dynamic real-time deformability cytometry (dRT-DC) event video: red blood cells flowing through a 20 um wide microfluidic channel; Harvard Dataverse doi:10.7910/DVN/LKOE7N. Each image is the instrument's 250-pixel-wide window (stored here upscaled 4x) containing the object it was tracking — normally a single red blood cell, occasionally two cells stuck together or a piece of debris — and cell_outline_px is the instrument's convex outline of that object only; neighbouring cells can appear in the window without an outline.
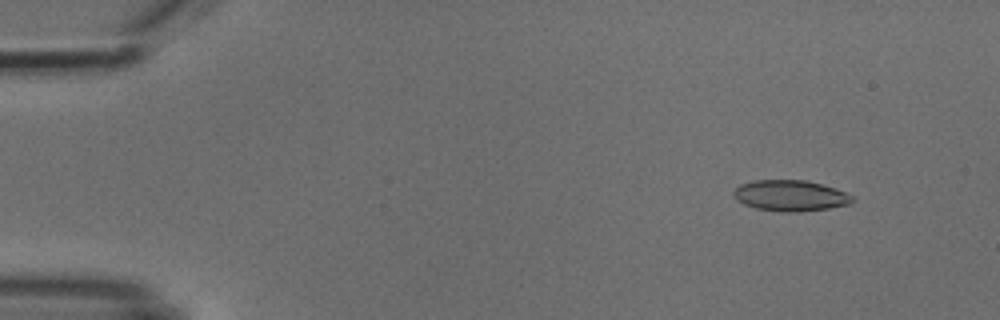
{"species": "common noctule bat (a hibernating species)", "species_latin": "Nyctalus noctula", "temperature_condition": "cold", "stored_images_in_passage": 4, "camera_frame_rate_fps": 3000, "um_per_image_px": 0.085, "animal": {"sex": "male", "body_mass_g": 18.8}, "frame": {"image": 1, "passage_image": 2, "time_ms": 1.0, "image_size_px": [1000, 320], "cell_outline_px": [[856, 200], [848, 204], [828, 208], [800, 212], [784, 212], [756, 208], [744, 204], [736, 200], [732, 196], [732, 192], [740, 184], [752, 180], [804, 180], [836, 188], [848, 192]], "centroid_in_image_um": [67.17, 16.62], "position_along_channel_um": 17.8, "area_um2": 21.56}}
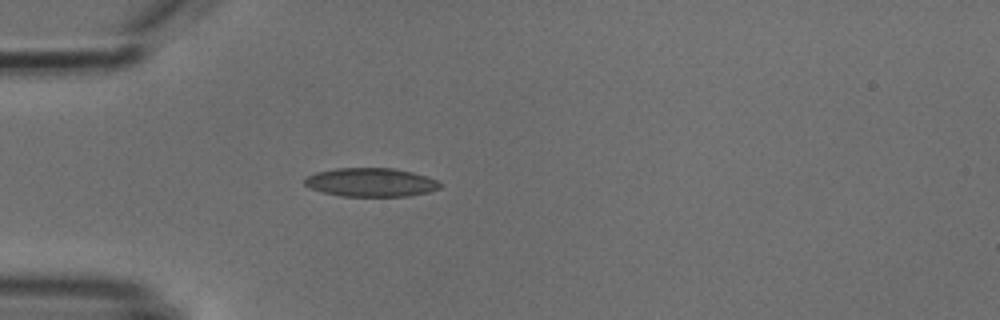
{"frame": {"image": 2, "passage_image": 4, "time_ms": 4.333, "image_size_px": [1000, 320], "cell_outline_px": [[440, 188], [428, 192], [408, 196], [340, 196], [320, 192], [308, 188], [304, 184], [304, 180], [308, 176], [316, 172], [336, 168], [392, 168], [412, 172], [428, 176], [436, 180], [440, 184]], "centroid_in_image_um": [31.49, 15.5], "position_along_channel_um": 53.5, "area_um2": 22.72}}